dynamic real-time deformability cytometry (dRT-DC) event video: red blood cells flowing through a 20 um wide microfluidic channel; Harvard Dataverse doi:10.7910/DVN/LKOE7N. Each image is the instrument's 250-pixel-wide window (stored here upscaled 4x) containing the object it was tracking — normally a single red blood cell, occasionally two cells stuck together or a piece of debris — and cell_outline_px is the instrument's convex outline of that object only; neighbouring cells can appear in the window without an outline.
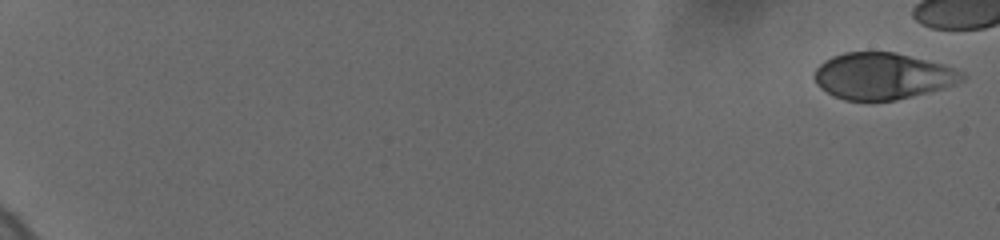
{"species": "human", "species_latin": "Homo sapiens", "temperature_condition": "cold", "stored_images_in_passage": 61, "camera_frame_rate_fps": 3000, "um_per_image_px": 0.085, "donor": {"sex": "female"}, "frame": {"image": 1, "passage_image": 1, "time_ms": 0.0, "image_size_px": [1000, 240], "cell_outline_px": [[968, 76], [964, 80], [956, 84], [944, 88], [896, 100], [844, 100], [820, 88], [816, 84], [812, 76], [816, 68], [824, 60], [832, 56], [844, 52], [896, 52], [944, 64], [964, 72]], "centroid_in_image_um": [75.04, 6.45], "position_along_channel_um": 10.0, "area_um2": 40.29}}
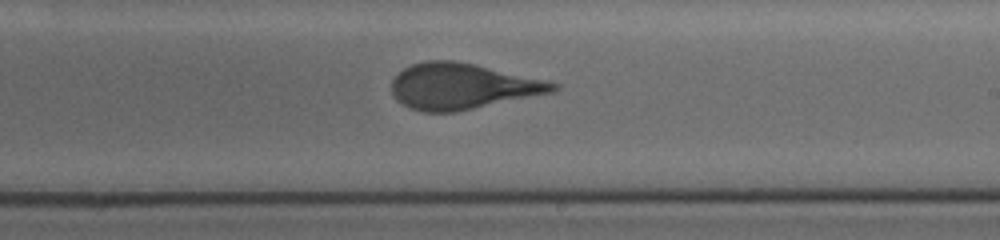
{"frame": {"image": 2, "passage_image": 42, "time_ms": 12.333, "image_size_px": [1000, 240], "cell_outline_px": [[560, 88], [556, 92], [456, 112], [424, 112], [412, 108], [396, 100], [392, 92], [392, 80], [404, 68], [412, 64], [428, 60], [452, 60], [472, 64], [544, 80], [560, 84]], "centroid_in_image_um": [39.31, 7.35], "position_along_channel_um": 249.7, "area_um2": 42.83}}
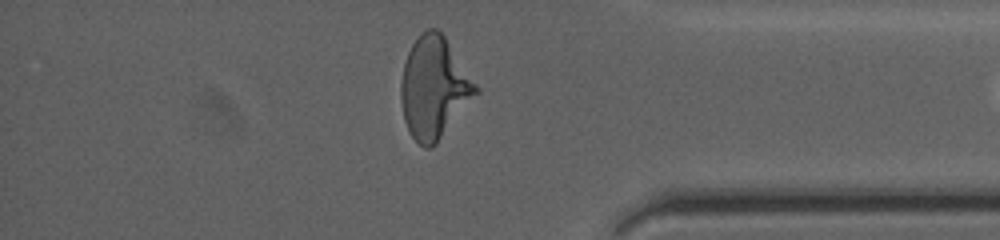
{"frame": {"image": 3, "passage_image": 58, "time_ms": 16.667, "image_size_px": [1000, 240], "cell_outline_px": [[480, 92], [436, 144], [432, 148], [424, 148], [408, 132], [404, 120], [400, 100], [400, 84], [404, 64], [408, 52], [412, 44], [428, 28], [436, 28], [444, 36], [480, 88]], "centroid_in_image_um": [36.9, 7.5], "position_along_channel_um": 398.3, "area_um2": 44.33}}